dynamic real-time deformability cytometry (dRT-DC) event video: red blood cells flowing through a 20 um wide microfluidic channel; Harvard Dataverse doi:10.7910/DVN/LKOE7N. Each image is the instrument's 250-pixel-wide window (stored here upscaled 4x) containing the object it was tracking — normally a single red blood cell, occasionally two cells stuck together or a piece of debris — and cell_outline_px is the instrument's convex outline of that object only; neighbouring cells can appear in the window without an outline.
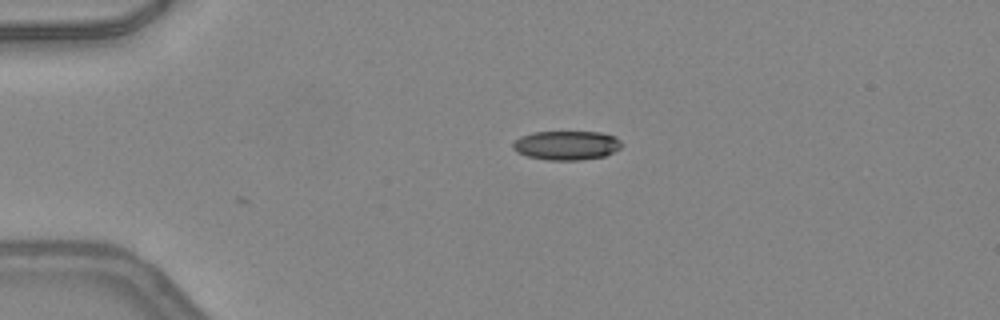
{"species": "common noctule bat (a hibernating species)", "species_latin": "Nyctalus noctula", "temperature_condition": "warm", "stored_images_in_passage": 28, "camera_frame_rate_fps": 3000, "um_per_image_px": 0.085, "animal": {"sex": "female", "body_mass_g": 24.6, "forearm_length_mm": 56.2}, "frame": {"image": 1, "passage_image": 1, "time_ms": 0.0, "image_size_px": [1000, 320], "cell_outline_px": [[624, 144], [620, 148], [604, 156], [580, 160], [548, 160], [528, 156], [516, 152], [512, 148], [512, 144], [520, 136], [532, 132], [600, 132], [616, 136]], "centroid_in_image_um": [48.16, 12.35], "position_along_channel_um": 36.8, "area_um2": 18.55}}
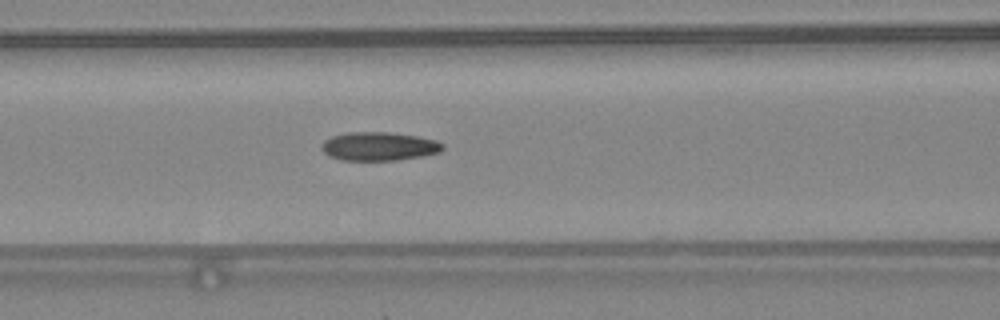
{"frame": {"image": 2, "passage_image": 11, "time_ms": 3.333, "image_size_px": [1000, 320], "cell_outline_px": [[444, 148], [440, 152], [424, 156], [396, 160], [340, 160], [328, 156], [320, 148], [324, 140], [332, 136], [348, 132], [388, 132], [420, 136], [436, 140], [444, 144]], "centroid_in_image_um": [32.22, 12.44], "position_along_channel_um": 134.4, "area_um2": 20.4}}
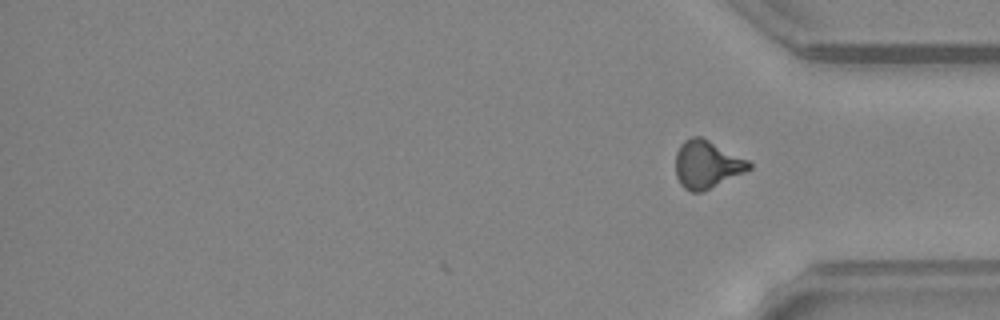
{"frame": {"image": 3, "passage_image": 28, "time_ms": 9.0, "image_size_px": [1000, 320], "cell_outline_px": [[752, 168], [704, 192], [692, 192], [684, 188], [680, 184], [676, 176], [676, 152], [680, 144], [684, 140], [692, 136], [700, 136], [748, 160], [752, 164]], "centroid_in_image_um": [60.06, 13.99], "position_along_channel_um": 375.1, "area_um2": 20.4}, "authors_computed_cell_mechanics": {"area_um2": 19.7098, "velocity_mm_per_s": 4.2894, "shape_relaxation_time_tau1_ms": null, "shape_relaxation_time_tau2_ms": 2.1687, "deformation_change_tau1": null, "deformation_change_tau2": 0.102}}